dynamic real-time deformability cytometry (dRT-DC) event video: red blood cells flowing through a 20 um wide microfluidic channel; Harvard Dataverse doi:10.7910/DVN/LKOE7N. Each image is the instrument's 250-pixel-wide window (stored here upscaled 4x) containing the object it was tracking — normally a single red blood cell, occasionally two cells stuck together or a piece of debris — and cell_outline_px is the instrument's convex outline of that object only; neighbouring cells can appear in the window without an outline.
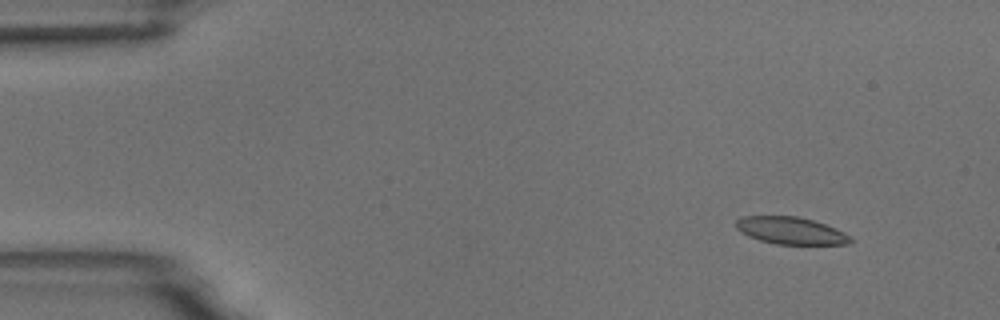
{"species": "common noctule bat (a hibernating species)", "species_latin": "Nyctalus noctula", "temperature_condition": "room temperature", "stored_images_in_passage": 4, "camera_frame_rate_fps": 3000, "um_per_image_px": 0.085, "animal": {"sex": "male", "body_mass_g": 18.8}, "frame": {"image": 1, "passage_image": 2, "time_ms": 1.333, "image_size_px": [1000, 320], "cell_outline_px": [[856, 240], [848, 244], [776, 244], [760, 240], [748, 236], [736, 228], [736, 220], [744, 216], [796, 216], [812, 220], [824, 224], [844, 232], [852, 236]], "centroid_in_image_um": [67.25, 19.61], "position_along_channel_um": 17.7, "area_um2": 18.09}}